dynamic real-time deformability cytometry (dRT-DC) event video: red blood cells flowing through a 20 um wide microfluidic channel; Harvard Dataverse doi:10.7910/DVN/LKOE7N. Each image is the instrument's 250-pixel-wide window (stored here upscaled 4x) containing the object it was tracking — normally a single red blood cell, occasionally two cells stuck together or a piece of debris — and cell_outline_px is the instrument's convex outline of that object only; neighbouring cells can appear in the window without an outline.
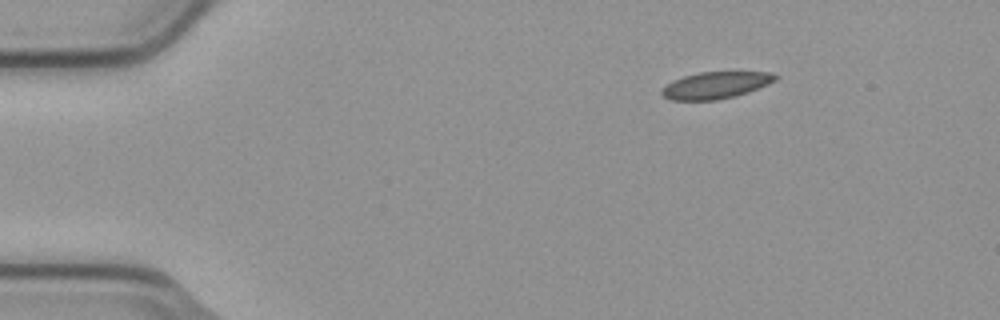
{"species": "common noctule bat (a hibernating species)", "species_latin": "Nyctalus noctula", "temperature_condition": "cold", "stored_images_in_passage": 6, "camera_frame_rate_fps": 3000, "um_per_image_px": 0.085, "animal": {"sex": "male", "body_mass_g": 23.1, "forearm_length_mm": 52.7}, "frame": {"image": 1, "passage_image": 1, "time_ms": 0.0, "image_size_px": [1000, 320], "cell_outline_px": [[780, 76], [776, 80], [768, 84], [748, 92], [736, 96], [716, 100], [672, 100], [664, 96], [660, 92], [660, 88], [672, 80], [684, 76], [700, 72], [772, 72]], "centroid_in_image_um": [60.83, 7.24], "position_along_channel_um": 24.2, "area_um2": 17.86}}
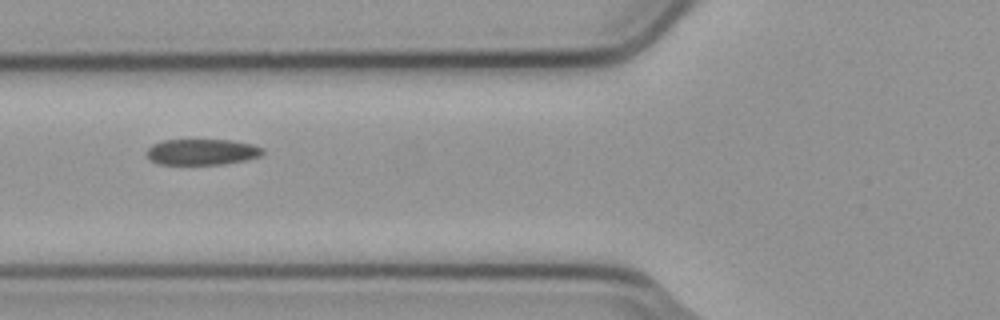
{"frame": {"image": 2, "passage_image": 4, "time_ms": 1.0, "image_size_px": [1000, 320], "cell_outline_px": [[264, 152], [260, 156], [244, 160], [224, 164], [160, 164], [152, 160], [144, 152], [152, 144], [164, 140], [232, 140], [252, 144], [264, 148]], "centroid_in_image_um": [17.17, 12.91], "position_along_channel_um": 108.6, "area_um2": 17.51}}
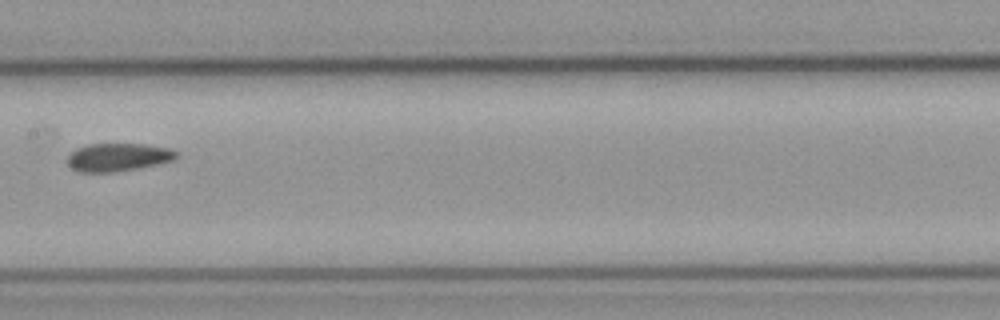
{"frame": {"image": 3, "passage_image": 6, "time_ms": 1.667, "image_size_px": [1000, 320], "cell_outline_px": [[180, 156], [176, 160], [136, 168], [112, 172], [80, 172], [72, 168], [68, 164], [68, 156], [76, 148], [88, 144], [144, 144], [168, 148], [180, 152]], "centroid_in_image_um": [10.08, 13.35], "position_along_channel_um": 197.3, "area_um2": 17.8}}